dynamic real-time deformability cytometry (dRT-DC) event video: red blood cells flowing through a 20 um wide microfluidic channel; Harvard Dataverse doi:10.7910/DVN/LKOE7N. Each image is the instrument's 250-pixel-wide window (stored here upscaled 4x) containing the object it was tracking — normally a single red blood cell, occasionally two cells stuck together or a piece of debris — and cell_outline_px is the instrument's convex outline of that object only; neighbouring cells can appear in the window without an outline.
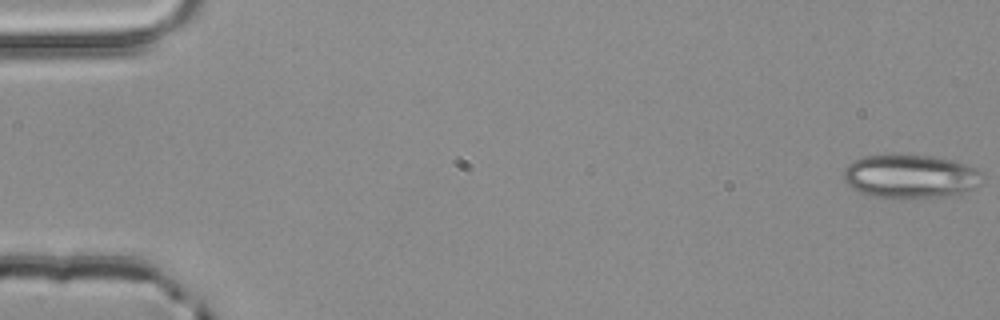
{"species": "common noctule bat (a hibernating species)", "species_latin": "Nyctalus noctula", "temperature_condition": "room temperature", "stored_images_in_passage": 5, "camera_frame_rate_fps": 3000, "um_per_image_px": 0.085, "animal": {"sex": "male", "body_mass_g": 20.4}, "frame": {"image": 1, "passage_image": 1, "time_ms": 0.0, "image_size_px": [1000, 320], "cell_outline_px": [[980, 184], [964, 192], [944, 196], [908, 200], [892, 200], [860, 192], [852, 188], [844, 180], [844, 168], [852, 160], [864, 156], [932, 156], [952, 160], [964, 164], [980, 172]], "centroid_in_image_um": [77.32, 15.03], "position_along_channel_um": 7.7, "area_um2": 35.2}}